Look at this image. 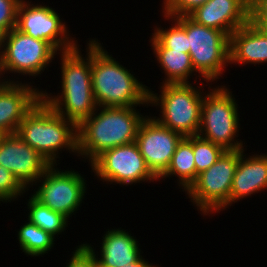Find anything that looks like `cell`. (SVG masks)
Returning a JSON list of instances; mask_svg holds the SVG:
<instances>
[{"mask_svg": "<svg viewBox=\"0 0 267 267\" xmlns=\"http://www.w3.org/2000/svg\"><path fill=\"white\" fill-rule=\"evenodd\" d=\"M79 46L58 53L61 58V92L56 96L41 90V99L76 126L97 108L91 79V39L87 42L85 57Z\"/></svg>", "mask_w": 267, "mask_h": 267, "instance_id": "obj_1", "label": "cell"}, {"mask_svg": "<svg viewBox=\"0 0 267 267\" xmlns=\"http://www.w3.org/2000/svg\"><path fill=\"white\" fill-rule=\"evenodd\" d=\"M146 116L136 106L97 107L77 126V157L90 165L104 151L134 142Z\"/></svg>", "mask_w": 267, "mask_h": 267, "instance_id": "obj_2", "label": "cell"}, {"mask_svg": "<svg viewBox=\"0 0 267 267\" xmlns=\"http://www.w3.org/2000/svg\"><path fill=\"white\" fill-rule=\"evenodd\" d=\"M98 41L91 39V79L97 107H148V86L137 80Z\"/></svg>", "mask_w": 267, "mask_h": 267, "instance_id": "obj_3", "label": "cell"}, {"mask_svg": "<svg viewBox=\"0 0 267 267\" xmlns=\"http://www.w3.org/2000/svg\"><path fill=\"white\" fill-rule=\"evenodd\" d=\"M16 134L50 165L60 164L62 149L77 155V126L42 99L24 116Z\"/></svg>", "mask_w": 267, "mask_h": 267, "instance_id": "obj_4", "label": "cell"}, {"mask_svg": "<svg viewBox=\"0 0 267 267\" xmlns=\"http://www.w3.org/2000/svg\"><path fill=\"white\" fill-rule=\"evenodd\" d=\"M202 88L191 83L160 84L158 95L149 87V106L160 108V118L153 117L183 137L197 135L201 123V107L206 93Z\"/></svg>", "mask_w": 267, "mask_h": 267, "instance_id": "obj_5", "label": "cell"}, {"mask_svg": "<svg viewBox=\"0 0 267 267\" xmlns=\"http://www.w3.org/2000/svg\"><path fill=\"white\" fill-rule=\"evenodd\" d=\"M209 86L201 107L200 137L219 145L225 151L244 149L239 137L240 114L232 91L226 86ZM235 138V139H234Z\"/></svg>", "mask_w": 267, "mask_h": 267, "instance_id": "obj_6", "label": "cell"}, {"mask_svg": "<svg viewBox=\"0 0 267 267\" xmlns=\"http://www.w3.org/2000/svg\"><path fill=\"white\" fill-rule=\"evenodd\" d=\"M57 54L48 42L35 39L13 28L0 38V79L15 81L8 79V76L6 79V76H3L5 73H19L35 78L41 75L45 68L48 69Z\"/></svg>", "mask_w": 267, "mask_h": 267, "instance_id": "obj_7", "label": "cell"}, {"mask_svg": "<svg viewBox=\"0 0 267 267\" xmlns=\"http://www.w3.org/2000/svg\"><path fill=\"white\" fill-rule=\"evenodd\" d=\"M241 154L242 150L225 151L210 168L198 174L185 192L201 215L210 216L229 209L230 191Z\"/></svg>", "mask_w": 267, "mask_h": 267, "instance_id": "obj_8", "label": "cell"}, {"mask_svg": "<svg viewBox=\"0 0 267 267\" xmlns=\"http://www.w3.org/2000/svg\"><path fill=\"white\" fill-rule=\"evenodd\" d=\"M186 34L193 68L208 83L220 79L230 64V37L223 31L198 24L186 16ZM200 74V75H199Z\"/></svg>", "mask_w": 267, "mask_h": 267, "instance_id": "obj_9", "label": "cell"}, {"mask_svg": "<svg viewBox=\"0 0 267 267\" xmlns=\"http://www.w3.org/2000/svg\"><path fill=\"white\" fill-rule=\"evenodd\" d=\"M60 170L57 165H51L35 182L39 186L32 196L69 220L82 206L88 184L78 171Z\"/></svg>", "mask_w": 267, "mask_h": 267, "instance_id": "obj_10", "label": "cell"}, {"mask_svg": "<svg viewBox=\"0 0 267 267\" xmlns=\"http://www.w3.org/2000/svg\"><path fill=\"white\" fill-rule=\"evenodd\" d=\"M90 166L94 176L106 184L131 186L158 180L147 167L135 141L104 151Z\"/></svg>", "mask_w": 267, "mask_h": 267, "instance_id": "obj_11", "label": "cell"}, {"mask_svg": "<svg viewBox=\"0 0 267 267\" xmlns=\"http://www.w3.org/2000/svg\"><path fill=\"white\" fill-rule=\"evenodd\" d=\"M22 0L18 6L16 29L35 39L48 42L58 53L75 48L66 23L49 5ZM61 18V19H60ZM71 37V38H70Z\"/></svg>", "mask_w": 267, "mask_h": 267, "instance_id": "obj_12", "label": "cell"}, {"mask_svg": "<svg viewBox=\"0 0 267 267\" xmlns=\"http://www.w3.org/2000/svg\"><path fill=\"white\" fill-rule=\"evenodd\" d=\"M184 137L146 116L136 137V144L151 173L159 179L168 169L172 156Z\"/></svg>", "mask_w": 267, "mask_h": 267, "instance_id": "obj_13", "label": "cell"}, {"mask_svg": "<svg viewBox=\"0 0 267 267\" xmlns=\"http://www.w3.org/2000/svg\"><path fill=\"white\" fill-rule=\"evenodd\" d=\"M0 166L10 171L27 190L51 166L35 149L16 133L0 138Z\"/></svg>", "mask_w": 267, "mask_h": 267, "instance_id": "obj_14", "label": "cell"}, {"mask_svg": "<svg viewBox=\"0 0 267 267\" xmlns=\"http://www.w3.org/2000/svg\"><path fill=\"white\" fill-rule=\"evenodd\" d=\"M30 83L18 81L0 82V132L16 133L24 116L41 99V89Z\"/></svg>", "mask_w": 267, "mask_h": 267, "instance_id": "obj_15", "label": "cell"}, {"mask_svg": "<svg viewBox=\"0 0 267 267\" xmlns=\"http://www.w3.org/2000/svg\"><path fill=\"white\" fill-rule=\"evenodd\" d=\"M203 26L225 32L229 37L251 21L248 0H208L188 15Z\"/></svg>", "mask_w": 267, "mask_h": 267, "instance_id": "obj_16", "label": "cell"}, {"mask_svg": "<svg viewBox=\"0 0 267 267\" xmlns=\"http://www.w3.org/2000/svg\"><path fill=\"white\" fill-rule=\"evenodd\" d=\"M131 235L121 227L108 229L102 236L100 256L91 244L85 243L84 245L94 254L98 267H125L142 257L138 241Z\"/></svg>", "mask_w": 267, "mask_h": 267, "instance_id": "obj_17", "label": "cell"}, {"mask_svg": "<svg viewBox=\"0 0 267 267\" xmlns=\"http://www.w3.org/2000/svg\"><path fill=\"white\" fill-rule=\"evenodd\" d=\"M244 152L245 149H242L235 170L229 198L230 207L243 198L267 190V153L247 157Z\"/></svg>", "mask_w": 267, "mask_h": 267, "instance_id": "obj_18", "label": "cell"}, {"mask_svg": "<svg viewBox=\"0 0 267 267\" xmlns=\"http://www.w3.org/2000/svg\"><path fill=\"white\" fill-rule=\"evenodd\" d=\"M229 53L230 64L267 63V35L250 21L230 35Z\"/></svg>", "mask_w": 267, "mask_h": 267, "instance_id": "obj_19", "label": "cell"}, {"mask_svg": "<svg viewBox=\"0 0 267 267\" xmlns=\"http://www.w3.org/2000/svg\"><path fill=\"white\" fill-rule=\"evenodd\" d=\"M155 59L164 70V80L161 84L190 83L195 74L189 53H183L166 47H152ZM191 76V77H190Z\"/></svg>", "mask_w": 267, "mask_h": 267, "instance_id": "obj_20", "label": "cell"}, {"mask_svg": "<svg viewBox=\"0 0 267 267\" xmlns=\"http://www.w3.org/2000/svg\"><path fill=\"white\" fill-rule=\"evenodd\" d=\"M178 177L177 183L186 192L196 180L195 157L192 149V136L184 137L178 144L166 172L158 179ZM165 178V179H164ZM182 187V188H181Z\"/></svg>", "mask_w": 267, "mask_h": 267, "instance_id": "obj_21", "label": "cell"}, {"mask_svg": "<svg viewBox=\"0 0 267 267\" xmlns=\"http://www.w3.org/2000/svg\"><path fill=\"white\" fill-rule=\"evenodd\" d=\"M162 17H165V20L172 21V24H170L171 26L169 28L165 27V29L158 25L153 27L155 29L149 40L151 43L150 46L166 47L183 53H189L190 47H188V37L186 34V16L169 17L162 15Z\"/></svg>", "mask_w": 267, "mask_h": 267, "instance_id": "obj_22", "label": "cell"}, {"mask_svg": "<svg viewBox=\"0 0 267 267\" xmlns=\"http://www.w3.org/2000/svg\"><path fill=\"white\" fill-rule=\"evenodd\" d=\"M27 221L17 231L20 248L27 256L42 257L54 247L56 237Z\"/></svg>", "mask_w": 267, "mask_h": 267, "instance_id": "obj_23", "label": "cell"}, {"mask_svg": "<svg viewBox=\"0 0 267 267\" xmlns=\"http://www.w3.org/2000/svg\"><path fill=\"white\" fill-rule=\"evenodd\" d=\"M28 220L52 236H58L68 227V219L62 214L42 205L32 194L27 201Z\"/></svg>", "mask_w": 267, "mask_h": 267, "instance_id": "obj_24", "label": "cell"}, {"mask_svg": "<svg viewBox=\"0 0 267 267\" xmlns=\"http://www.w3.org/2000/svg\"><path fill=\"white\" fill-rule=\"evenodd\" d=\"M192 149L195 157L196 179L198 174L210 168L225 150L199 135L192 136Z\"/></svg>", "mask_w": 267, "mask_h": 267, "instance_id": "obj_25", "label": "cell"}, {"mask_svg": "<svg viewBox=\"0 0 267 267\" xmlns=\"http://www.w3.org/2000/svg\"><path fill=\"white\" fill-rule=\"evenodd\" d=\"M26 191L10 171L0 166V203H11Z\"/></svg>", "mask_w": 267, "mask_h": 267, "instance_id": "obj_26", "label": "cell"}, {"mask_svg": "<svg viewBox=\"0 0 267 267\" xmlns=\"http://www.w3.org/2000/svg\"><path fill=\"white\" fill-rule=\"evenodd\" d=\"M208 0H163L162 13L169 17L188 16Z\"/></svg>", "mask_w": 267, "mask_h": 267, "instance_id": "obj_27", "label": "cell"}, {"mask_svg": "<svg viewBox=\"0 0 267 267\" xmlns=\"http://www.w3.org/2000/svg\"><path fill=\"white\" fill-rule=\"evenodd\" d=\"M22 0H0V38L16 28L18 6Z\"/></svg>", "mask_w": 267, "mask_h": 267, "instance_id": "obj_28", "label": "cell"}, {"mask_svg": "<svg viewBox=\"0 0 267 267\" xmlns=\"http://www.w3.org/2000/svg\"><path fill=\"white\" fill-rule=\"evenodd\" d=\"M66 267H98L94 254L83 244L75 247Z\"/></svg>", "mask_w": 267, "mask_h": 267, "instance_id": "obj_29", "label": "cell"}, {"mask_svg": "<svg viewBox=\"0 0 267 267\" xmlns=\"http://www.w3.org/2000/svg\"><path fill=\"white\" fill-rule=\"evenodd\" d=\"M251 18H267V0H261L251 10Z\"/></svg>", "mask_w": 267, "mask_h": 267, "instance_id": "obj_30", "label": "cell"}, {"mask_svg": "<svg viewBox=\"0 0 267 267\" xmlns=\"http://www.w3.org/2000/svg\"><path fill=\"white\" fill-rule=\"evenodd\" d=\"M251 21L267 35V18H251Z\"/></svg>", "mask_w": 267, "mask_h": 267, "instance_id": "obj_31", "label": "cell"}, {"mask_svg": "<svg viewBox=\"0 0 267 267\" xmlns=\"http://www.w3.org/2000/svg\"><path fill=\"white\" fill-rule=\"evenodd\" d=\"M142 256L137 262L131 263L126 265L125 267H158L157 265H152L153 263H150L146 261Z\"/></svg>", "mask_w": 267, "mask_h": 267, "instance_id": "obj_32", "label": "cell"}, {"mask_svg": "<svg viewBox=\"0 0 267 267\" xmlns=\"http://www.w3.org/2000/svg\"><path fill=\"white\" fill-rule=\"evenodd\" d=\"M261 0H248L249 8L252 10Z\"/></svg>", "mask_w": 267, "mask_h": 267, "instance_id": "obj_33", "label": "cell"}]
</instances>
